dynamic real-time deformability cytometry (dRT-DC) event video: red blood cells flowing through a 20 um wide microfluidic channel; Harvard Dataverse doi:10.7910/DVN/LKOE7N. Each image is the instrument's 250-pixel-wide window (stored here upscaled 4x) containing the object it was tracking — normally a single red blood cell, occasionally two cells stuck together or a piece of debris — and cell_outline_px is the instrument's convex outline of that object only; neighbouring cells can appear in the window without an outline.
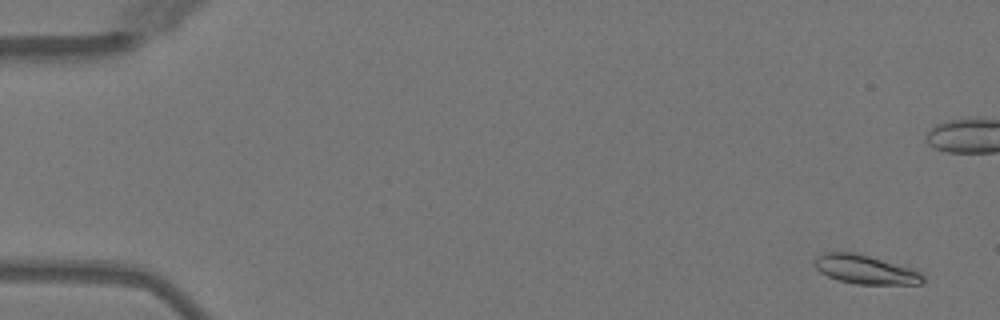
{"species": "Egyptian fruit bat (a non-hibernating species)", "species_latin": "Rousettus aegyptiacus", "temperature_condition": "warm", "stored_images_in_passage": 6, "camera_frame_rate_fps": 3000, "um_per_image_px": 0.085, "animal": {"sex": "female"}, "frame": {"image": 1, "passage_image": 1, "time_ms": 0.0, "image_size_px": [1000, 320], "cell_outline_px": [[924, 284], [856, 284], [836, 280], [820, 272], [812, 264], [816, 256], [824, 252], [856, 252], [912, 268], [920, 272], [924, 276]], "centroid_in_image_um": [73.53, 22.9], "position_along_channel_um": 11.5, "area_um2": 18.5}}